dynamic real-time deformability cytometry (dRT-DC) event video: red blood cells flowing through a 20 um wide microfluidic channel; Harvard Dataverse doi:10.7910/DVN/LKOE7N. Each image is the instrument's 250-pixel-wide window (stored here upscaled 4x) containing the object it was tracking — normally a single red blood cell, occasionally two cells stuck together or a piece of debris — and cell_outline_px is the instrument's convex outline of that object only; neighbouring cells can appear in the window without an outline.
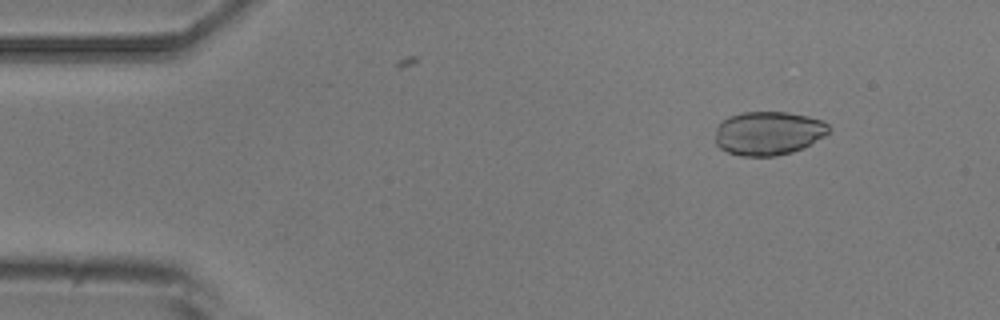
{"species": "common noctule bat (a hibernating species)", "species_latin": "Nyctalus noctula", "temperature_condition": "room temperature", "stored_images_in_passage": 9, "camera_frame_rate_fps": 3000, "um_per_image_px": 0.085, "animal": {"sex": "male", "body_mass_g": 20.5, "forearm_length_mm": 52.5}, "frame": {"image": 1, "passage_image": 1, "time_ms": 0.0, "image_size_px": [1000, 320], "cell_outline_px": [[832, 128], [824, 136], [804, 148], [792, 152], [776, 156], [744, 156], [728, 152], [720, 148], [716, 144], [716, 128], [728, 116], [744, 112], [788, 112], [808, 116], [820, 120], [828, 124]], "centroid_in_image_um": [65.33, 11.32], "position_along_channel_um": 19.7, "area_um2": 28.96}}
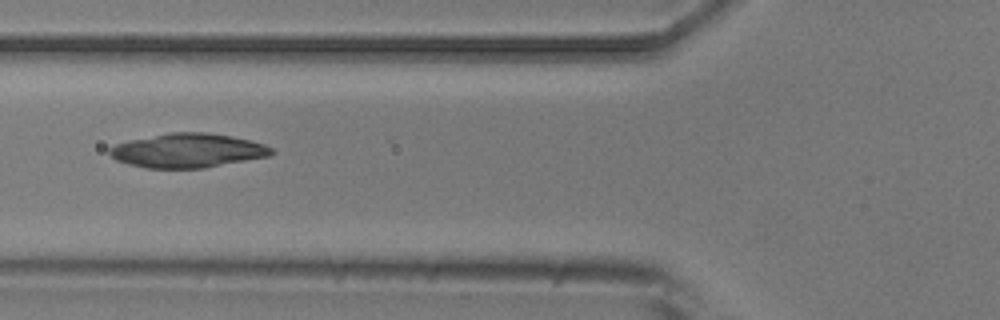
{"frame": {"image": 2, "passage_image": 5, "time_ms": 4.667, "image_size_px": [1000, 320], "cell_outline_px": [[276, 152], [272, 156], [204, 168], [148, 168], [128, 164], [116, 160], [108, 152], [108, 148], [116, 144], [128, 140], [172, 132], [208, 132], [232, 136], [264, 144], [272, 148]], "centroid_in_image_um": [15.98, 12.8], "position_along_channel_um": 109.8, "area_um2": 32.37}}
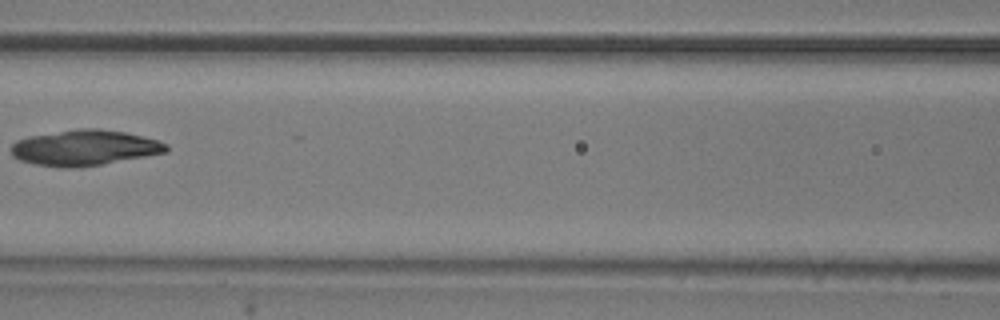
{"frame": {"image": 3, "passage_image": 6, "time_ms": 6.0, "image_size_px": [1000, 320], "cell_outline_px": [[168, 152], [100, 164], [76, 168], [68, 168], [36, 164], [20, 160], [12, 156], [12, 144], [16, 140], [28, 136], [80, 128], [100, 128], [124, 132], [156, 140], [168, 144]], "centroid_in_image_um": [7.17, 12.55], "position_along_channel_um": 159.4, "area_um2": 31.91}}